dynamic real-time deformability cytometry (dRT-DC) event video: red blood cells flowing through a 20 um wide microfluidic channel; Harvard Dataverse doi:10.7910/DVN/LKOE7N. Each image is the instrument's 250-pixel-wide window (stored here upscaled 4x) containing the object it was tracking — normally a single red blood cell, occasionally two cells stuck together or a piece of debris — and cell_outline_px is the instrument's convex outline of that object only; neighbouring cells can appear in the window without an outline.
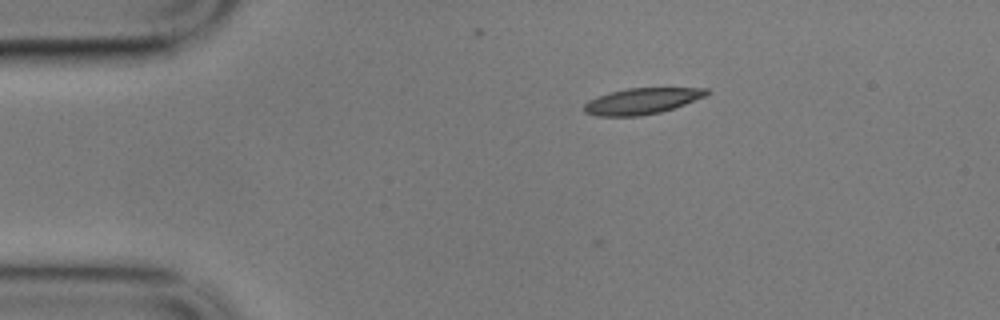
{"species": "common noctule bat (a hibernating species)", "species_latin": "Nyctalus noctula", "temperature_condition": "cold", "stored_images_in_passage": 4, "camera_frame_rate_fps": 3000, "um_per_image_px": 0.085, "animal": {"sex": "male", "body_mass_g": 17.9}, "frame": {"image": 1, "passage_image": 1, "time_ms": 0.0, "image_size_px": [1000, 320], "cell_outline_px": [[708, 92], [704, 96], [684, 104], [660, 112], [640, 116], [596, 116], [584, 112], [584, 104], [588, 100], [612, 92], [628, 88], [708, 88]], "centroid_in_image_um": [54.52, 8.6], "position_along_channel_um": 30.5, "area_um2": 18.26}}
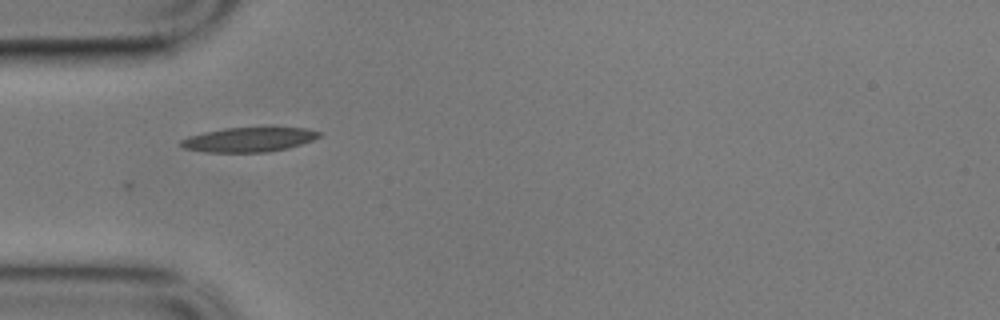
{"frame": {"image": 2, "passage_image": 3, "time_ms": 0.667, "image_size_px": [1000, 320], "cell_outline_px": [[320, 136], [312, 140], [288, 148], [268, 152], [204, 152], [184, 148], [180, 144], [180, 140], [188, 136], [204, 132], [224, 128], [272, 124], [308, 128], [320, 132]], "centroid_in_image_um": [21.22, 11.8], "position_along_channel_um": 63.8, "area_um2": 20.81}}